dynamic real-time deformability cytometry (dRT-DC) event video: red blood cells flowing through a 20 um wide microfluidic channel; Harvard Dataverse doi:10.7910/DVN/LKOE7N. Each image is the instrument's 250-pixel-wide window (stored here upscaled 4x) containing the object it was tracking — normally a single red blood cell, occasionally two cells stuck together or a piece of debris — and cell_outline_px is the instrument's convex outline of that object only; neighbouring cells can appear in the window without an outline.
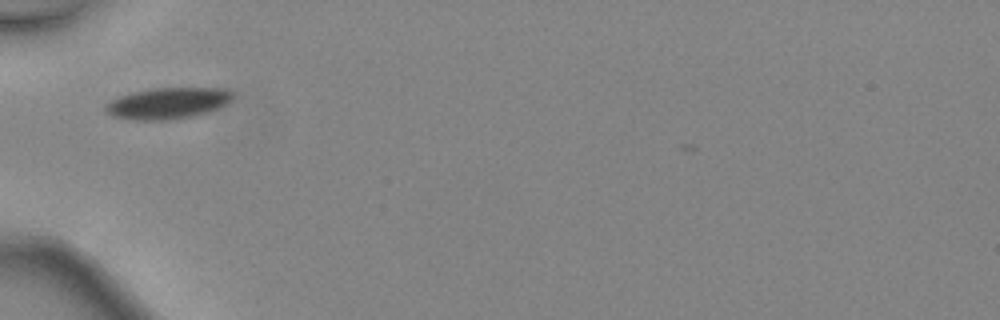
{"species": "common noctule bat (a hibernating species)", "species_latin": "Nyctalus noctula", "temperature_condition": "warm", "stored_images_in_passage": 31, "camera_frame_rate_fps": 3000, "um_per_image_px": 0.085, "animal": {"sex": "female", "body_mass_g": 24.6, "forearm_length_mm": 56.2}, "frame": {"image": 1, "passage_image": 2, "time_ms": 0.333, "image_size_px": [1000, 320], "cell_outline_px": [[232, 96], [224, 104], [216, 108], [192, 116], [168, 120], [128, 120], [112, 116], [104, 112], [104, 104], [120, 96], [132, 92], [152, 88], [224, 88], [232, 92]], "centroid_in_image_um": [14.15, 8.78], "position_along_channel_um": 70.8, "area_um2": 23.0}}
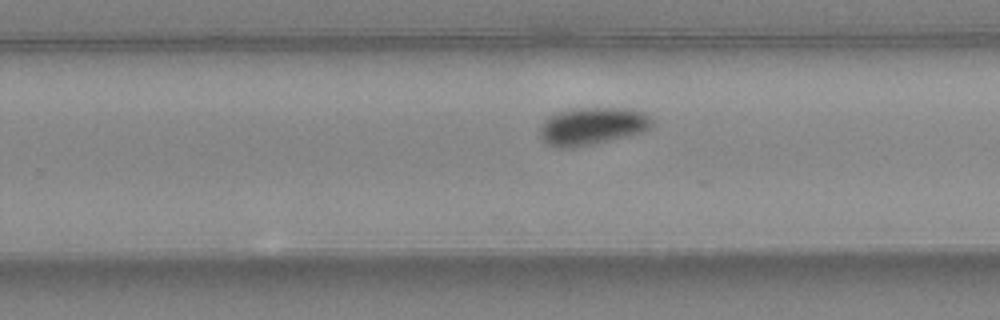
{"frame": {"image": 2, "passage_image": 16, "time_ms": 5.0, "image_size_px": [1000, 320], "cell_outline_px": [[656, 120], [652, 128], [648, 132], [592, 144], [572, 148], [556, 148], [548, 144], [540, 136], [540, 128], [544, 120], [548, 116], [572, 108], [624, 108], [648, 112]], "centroid_in_image_um": [50.45, 10.72], "position_along_channel_um": 279.4, "area_um2": 25.14}}
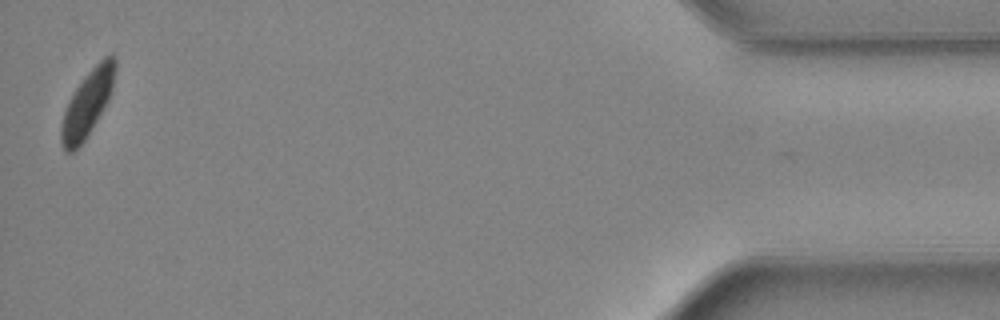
{"frame": {"image": 3, "passage_image": 31, "time_ms": 10.0, "image_size_px": [1000, 320], "cell_outline_px": [[116, 68], [112, 88], [108, 100], [104, 108], [84, 140], [72, 152], [64, 152], [60, 140], [60, 128], [64, 112], [68, 100], [76, 88], [88, 72], [104, 56], [112, 52], [116, 56]], "centroid_in_image_um": [7.43, 8.76], "position_along_channel_um": 427.8, "area_um2": 20.58}, "authors_computed_cell_mechanics": {"area_um2": 23.3512, "velocity_mm_per_s": 4.5147, "shape_relaxation_time_tau1_ms": 3.2891, "shape_relaxation_time_tau2_ms": null, "deformation_change_tau1": 0.0819, "deformation_change_tau2": null}}